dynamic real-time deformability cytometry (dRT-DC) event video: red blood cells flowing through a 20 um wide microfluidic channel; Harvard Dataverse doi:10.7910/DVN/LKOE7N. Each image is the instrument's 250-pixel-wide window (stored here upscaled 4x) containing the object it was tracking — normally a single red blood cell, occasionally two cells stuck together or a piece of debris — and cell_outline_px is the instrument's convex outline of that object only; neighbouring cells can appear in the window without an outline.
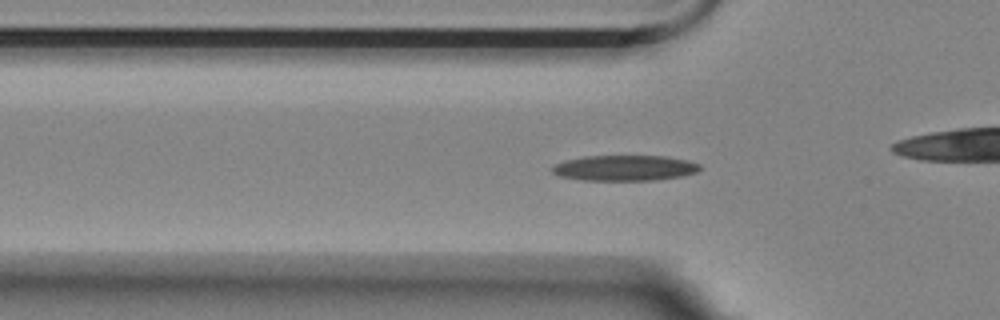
{"species": "Egyptian fruit bat (a non-hibernating species)", "species_latin": "Rousettus aegyptiacus", "temperature_condition": "room temperature", "stored_images_in_passage": 51, "camera_frame_rate_fps": 3000, "um_per_image_px": 0.085, "animal": {"sex": "female"}, "frame": {"image": 1, "passage_image": 12, "time_ms": 3.667, "image_size_px": [1000, 320], "cell_outline_px": [[704, 168], [696, 172], [680, 176], [656, 180], [580, 180], [560, 176], [552, 172], [552, 164], [564, 160], [584, 156], [668, 156], [688, 160], [700, 164]], "centroid_in_image_um": [53.09, 14.27], "position_along_channel_um": 72.7, "area_um2": 22.2}}
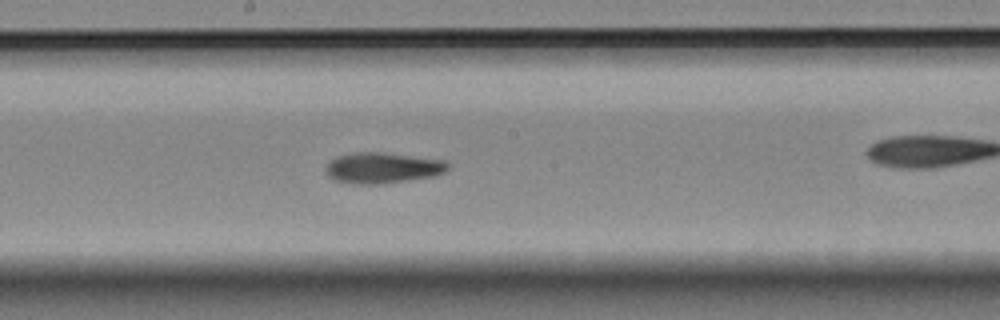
{"frame": {"image": 2, "passage_image": 24, "time_ms": 7.667, "image_size_px": [1000, 320], "cell_outline_px": [[448, 168], [444, 172], [436, 176], [380, 184], [352, 184], [332, 180], [328, 176], [324, 168], [336, 156], [356, 152], [384, 152], [444, 160], [448, 164]], "centroid_in_image_um": [32.49, 14.27], "position_along_channel_um": 215.7, "area_um2": 22.08}}
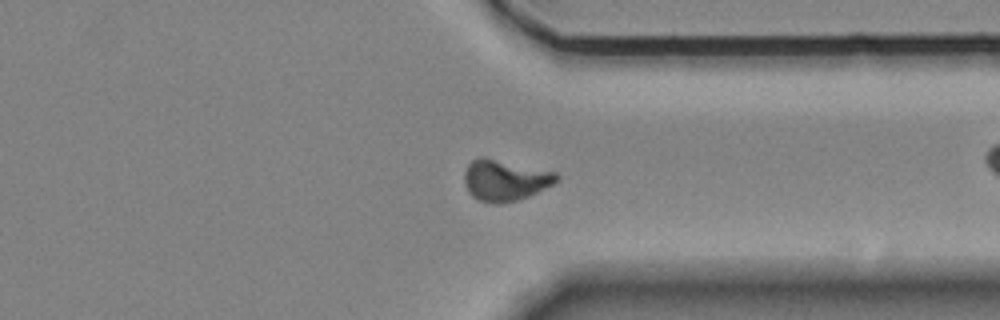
{"frame": {"image": 3, "passage_image": 37, "time_ms": 12.0, "image_size_px": [1000, 320], "cell_outline_px": [[560, 180], [528, 196], [516, 200], [500, 204], [492, 204], [476, 200], [468, 192], [464, 184], [464, 172], [468, 164], [472, 160], [480, 156], [484, 156], [556, 172], [560, 176]], "centroid_in_image_um": [42.89, 15.31], "position_along_channel_um": 368.5, "area_um2": 22.37}, "authors_computed_cell_mechanics": {"area_um2": 21.2704, "velocity_mm_per_s": 3.5489, "shape_relaxation_time_tau1_ms": null, "shape_relaxation_time_tau2_ms": 3.3873, "deformation_change_tau1": null, "deformation_change_tau2": 0.1004}}